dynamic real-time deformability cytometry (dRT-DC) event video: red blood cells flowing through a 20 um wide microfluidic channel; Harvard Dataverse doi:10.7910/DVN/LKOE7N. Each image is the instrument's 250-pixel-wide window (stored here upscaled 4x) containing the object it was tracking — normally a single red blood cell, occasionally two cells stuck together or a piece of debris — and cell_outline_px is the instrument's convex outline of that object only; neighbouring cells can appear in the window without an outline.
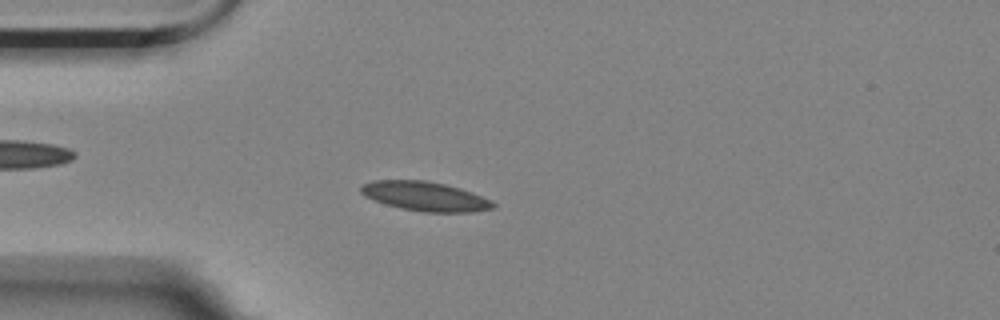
{"species": "Egyptian fruit bat (a non-hibernating species)", "species_latin": "Rousettus aegyptiacus", "temperature_condition": "room temperature", "stored_images_in_passage": 6, "camera_frame_rate_fps": 3000, "um_per_image_px": 0.085, "animal": {"sex": "female"}, "frame": {"image": 1, "passage_image": 5, "time_ms": 1.333, "image_size_px": [1000, 320], "cell_outline_px": [[496, 208], [472, 212], [424, 212], [400, 208], [384, 204], [364, 196], [360, 192], [360, 184], [372, 180], [424, 180], [444, 184], [460, 188], [472, 192], [496, 204]], "centroid_in_image_um": [36.08, 16.68], "position_along_channel_um": 48.9, "area_um2": 22.66}}